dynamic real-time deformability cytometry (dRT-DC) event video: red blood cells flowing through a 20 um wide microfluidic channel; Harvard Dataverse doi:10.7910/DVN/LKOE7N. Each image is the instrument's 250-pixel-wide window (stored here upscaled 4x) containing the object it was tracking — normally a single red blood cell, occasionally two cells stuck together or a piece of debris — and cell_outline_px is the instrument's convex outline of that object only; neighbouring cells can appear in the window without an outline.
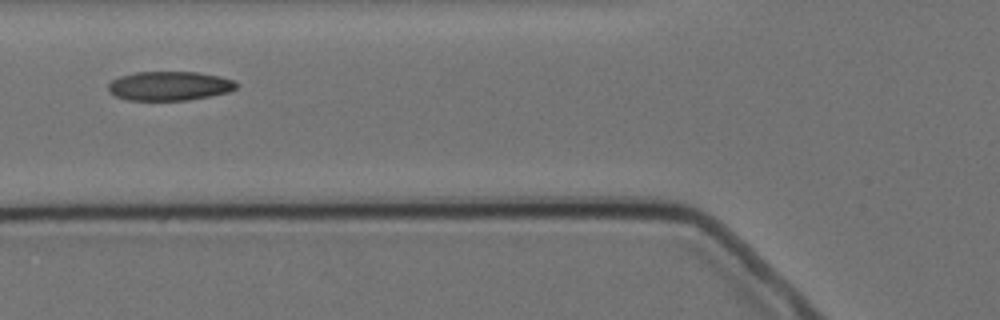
{"species": "Egyptian fruit bat (a non-hibernating species)", "species_latin": "Rousettus aegyptiacus", "temperature_condition": "cold", "stored_images_in_passage": 5, "camera_frame_rate_fps": 3000, "um_per_image_px": 0.085, "animal": {"sex": "female"}, "frame": {"image": 1, "passage_image": 4, "time_ms": 3.333, "image_size_px": [1000, 320], "cell_outline_px": [[240, 84], [236, 88], [228, 92], [188, 100], [128, 100], [116, 96], [108, 92], [108, 84], [112, 80], [120, 76], [136, 72], [196, 72], [220, 76], [232, 80]], "centroid_in_image_um": [14.39, 7.3], "position_along_channel_um": 111.4, "area_um2": 21.73}}
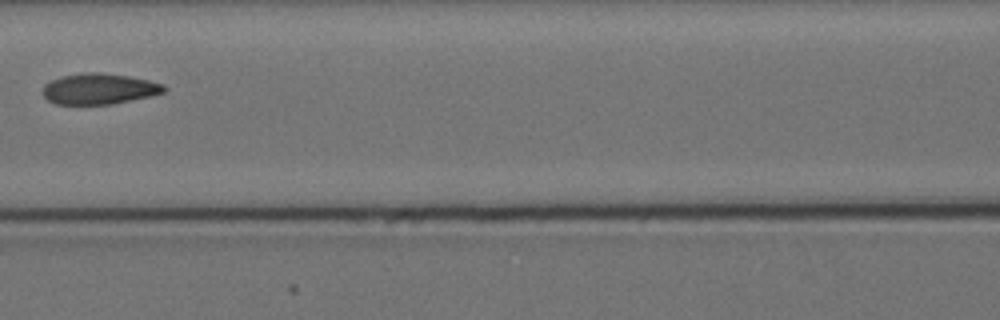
{"frame": {"image": 2, "passage_image": 5, "time_ms": 4.667, "image_size_px": [1000, 320], "cell_outline_px": [[168, 88], [164, 92], [152, 96], [112, 104], [56, 104], [48, 100], [44, 96], [44, 84], [60, 76], [84, 72], [100, 72], [128, 76], [148, 80], [164, 84]], "centroid_in_image_um": [8.45, 7.55], "position_along_channel_um": 158.1, "area_um2": 21.85}}